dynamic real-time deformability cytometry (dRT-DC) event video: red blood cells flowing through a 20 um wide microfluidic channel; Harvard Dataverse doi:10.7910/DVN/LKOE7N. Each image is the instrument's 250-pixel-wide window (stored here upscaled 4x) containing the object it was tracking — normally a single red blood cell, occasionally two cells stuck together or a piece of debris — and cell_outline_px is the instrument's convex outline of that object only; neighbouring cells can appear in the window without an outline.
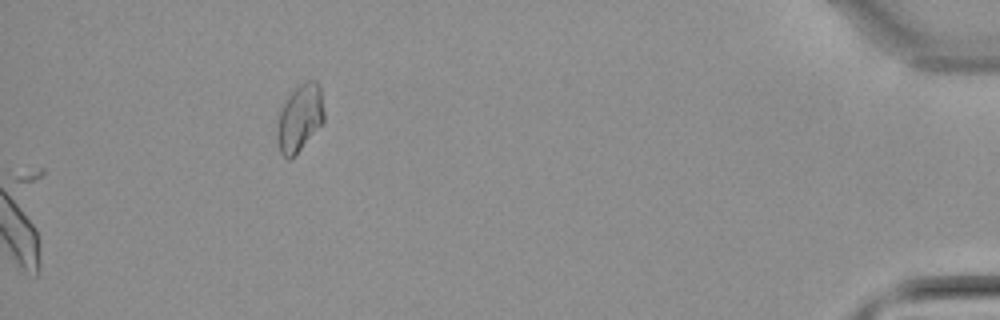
{"species": "common noctule bat (a hibernating species)", "species_latin": "Nyctalus noctula", "temperature_condition": "warm", "stored_images_in_passage": 37, "camera_frame_rate_fps": 3000, "um_per_image_px": 0.085, "animal": {"sex": "male", "body_mass_g": 21.5, "forearm_length_mm": 52.0}, "frame": {"image": 1, "passage_image": 37, "time_ms": 12.0, "image_size_px": [1000, 320], "cell_outline_px": [[324, 120], [300, 148], [288, 160], [280, 152], [276, 144], [276, 128], [280, 112], [288, 96], [304, 80], [316, 80], [320, 88], [324, 112]], "centroid_in_image_um": [25.45, 10.01], "position_along_channel_um": 409.7, "area_um2": 17.98}}